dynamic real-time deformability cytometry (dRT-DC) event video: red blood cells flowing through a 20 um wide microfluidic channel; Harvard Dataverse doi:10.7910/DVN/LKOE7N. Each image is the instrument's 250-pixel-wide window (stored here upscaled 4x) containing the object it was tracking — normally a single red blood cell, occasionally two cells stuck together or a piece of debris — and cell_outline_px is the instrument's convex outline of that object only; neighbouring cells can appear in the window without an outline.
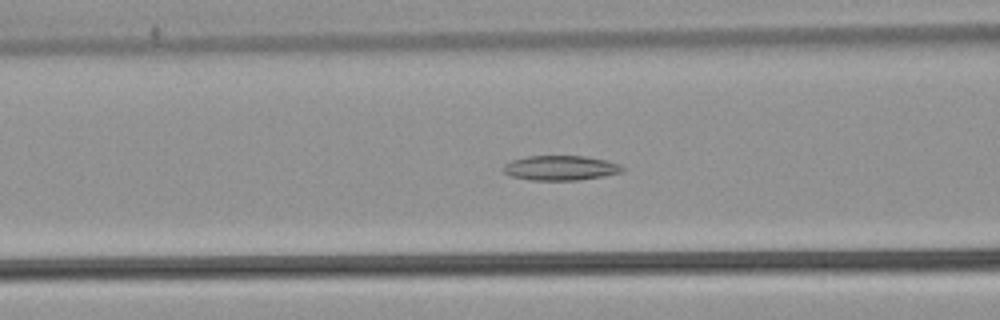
{"species": "common noctule bat (a hibernating species)", "species_latin": "Nyctalus noctula", "temperature_condition": "warm", "stored_images_in_passage": 37, "camera_frame_rate_fps": 3000, "um_per_image_px": 0.085, "animal": {"sex": "male", "body_mass_g": 21.5, "forearm_length_mm": 52.0}, "frame": {"image": 1, "passage_image": 5, "time_ms": 1.333, "image_size_px": [1000, 320], "cell_outline_px": [[624, 172], [604, 176], [580, 180], [532, 180], [508, 176], [500, 168], [504, 164], [512, 160], [528, 156], [584, 156], [608, 160], [620, 164], [624, 168]], "centroid_in_image_um": [47.64, 14.28], "position_along_channel_um": 119.0, "area_um2": 17.46}}
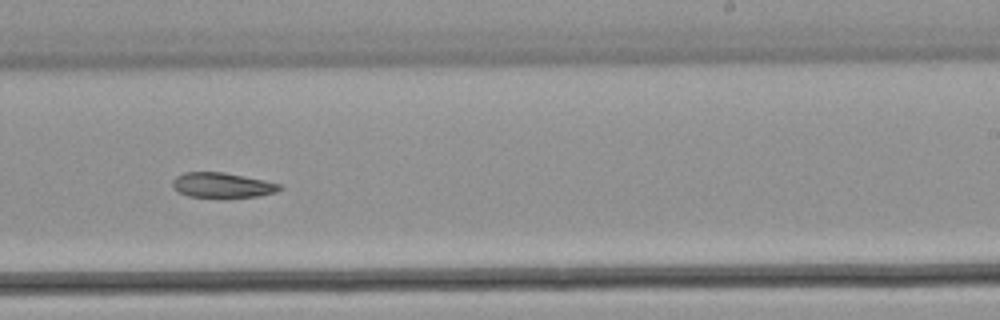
{"frame": {"image": 2, "passage_image": 17, "time_ms": 5.333, "image_size_px": [1000, 320], "cell_outline_px": [[284, 188], [276, 192], [260, 196], [224, 200], [188, 196], [172, 188], [172, 180], [176, 176], [184, 172], [224, 172], [264, 180], [280, 184]], "centroid_in_image_um": [18.9, 15.78], "position_along_channel_um": 270.1, "area_um2": 16.42}}
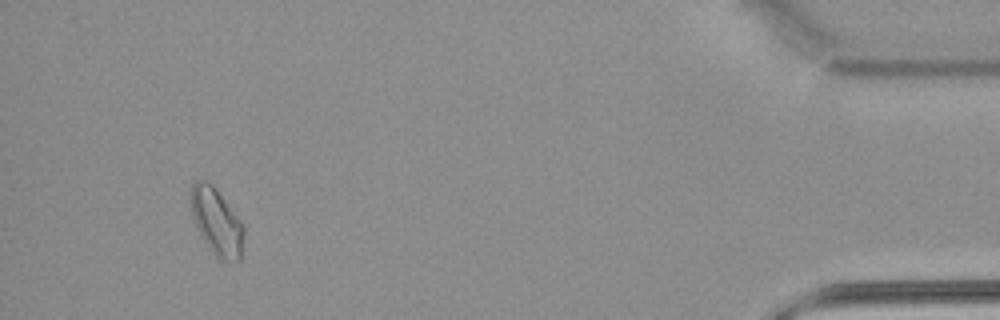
{"frame": {"image": 3, "passage_image": 34, "time_ms": 11.0, "image_size_px": [1000, 320], "cell_outline_px": [[244, 236], [240, 260], [216, 260], [200, 232], [192, 216], [188, 204], [188, 192], [192, 184], [196, 180], [208, 180], [212, 184], [240, 220], [244, 228]], "centroid_in_image_um": [18.36, 18.81], "position_along_channel_um": 416.8, "area_um2": 20.81}}